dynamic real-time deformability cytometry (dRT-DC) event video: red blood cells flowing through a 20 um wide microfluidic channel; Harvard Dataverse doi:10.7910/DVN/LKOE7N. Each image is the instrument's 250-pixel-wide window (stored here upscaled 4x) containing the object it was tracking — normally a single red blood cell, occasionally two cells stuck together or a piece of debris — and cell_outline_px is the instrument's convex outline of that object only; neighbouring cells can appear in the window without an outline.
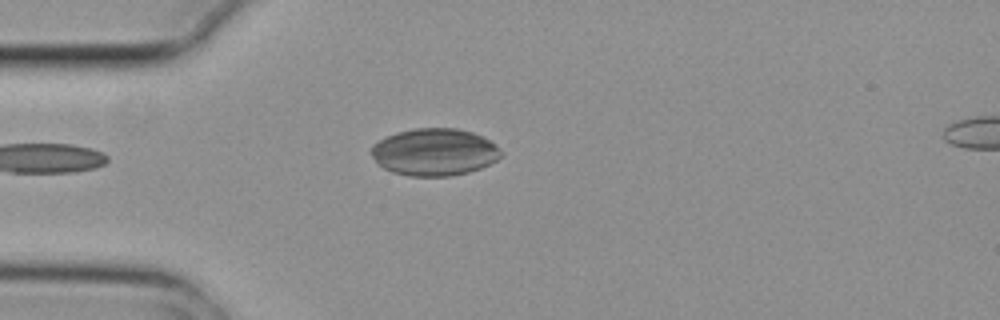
{"species": "common noctule bat (a hibernating species)", "species_latin": "Nyctalus noctula", "temperature_condition": "cold", "stored_images_in_passage": 4, "camera_frame_rate_fps": 3000, "um_per_image_px": 0.085, "animal": {"sex": "female", "body_mass_g": 29.2, "forearm_length_mm": 56.3}, "frame": {"image": 1, "passage_image": 3, "time_ms": 0.667, "image_size_px": [1000, 320], "cell_outline_px": [[500, 156], [496, 160], [480, 168], [468, 172], [448, 176], [412, 176], [392, 172], [384, 168], [372, 156], [372, 144], [396, 132], [416, 128], [456, 128], [472, 132], [484, 136], [500, 152]], "centroid_in_image_um": [36.9, 12.92], "position_along_channel_um": 48.1, "area_um2": 35.2}}